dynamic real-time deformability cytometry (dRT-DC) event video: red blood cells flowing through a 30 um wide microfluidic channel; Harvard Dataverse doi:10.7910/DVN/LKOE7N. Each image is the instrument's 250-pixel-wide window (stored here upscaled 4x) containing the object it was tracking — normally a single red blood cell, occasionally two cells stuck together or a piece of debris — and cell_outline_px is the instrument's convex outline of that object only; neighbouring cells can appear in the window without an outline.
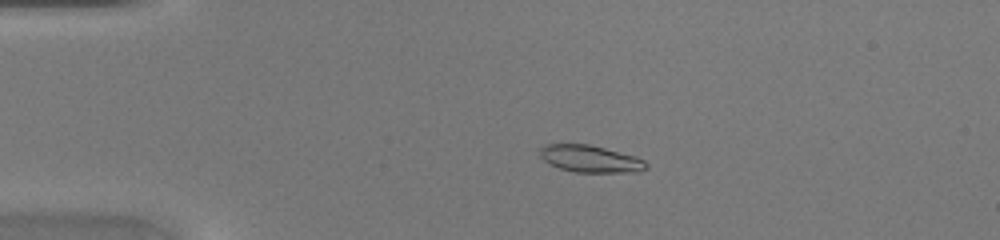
{"species": "common noctule bat (a hibernating species)", "species_latin": "Nyctalus noctula", "temperature_condition": "warm", "stored_images_in_passage": 40, "camera_frame_rate_fps": 3000, "um_per_image_px": 0.085, "animal": {"sex": "female", "body_mass_g": 20.0, "forearm_length_mm": 54.0}, "frame": {"image": 1, "passage_image": 4, "time_ms": 1.0, "image_size_px": [1000, 240], "cell_outline_px": [[648, 168], [640, 172], [576, 172], [560, 168], [544, 160], [540, 156], [540, 148], [548, 144], [588, 144], [636, 156], [644, 160], [648, 164]], "centroid_in_image_um": [50.23, 13.5], "position_along_channel_um": 34.8, "area_um2": 16.65}}
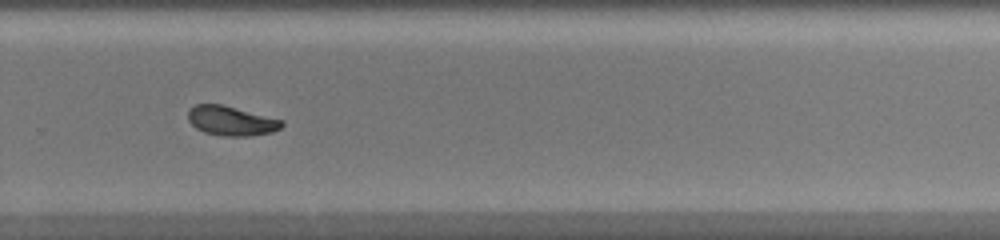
{"frame": {"image": 2, "passage_image": 26, "time_ms": 8.333, "image_size_px": [1000, 240], "cell_outline_px": [[284, 124], [280, 128], [272, 132], [252, 136], [224, 136], [204, 132], [196, 128], [188, 120], [188, 112], [196, 104], [220, 104], [284, 120]], "centroid_in_image_um": [19.67, 10.28], "position_along_channel_um": 310.1, "area_um2": 16.01}}
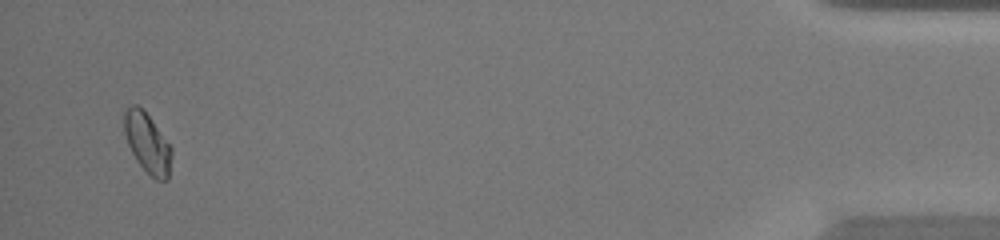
{"frame": {"image": 3, "passage_image": 39, "time_ms": 12.667, "image_size_px": [1000, 240], "cell_outline_px": [[172, 152], [168, 180], [156, 180], [136, 160], [128, 144], [124, 132], [124, 112], [132, 104], [136, 104], [148, 116], [172, 148]], "centroid_in_image_um": [12.52, 12.17], "position_along_channel_um": 422.7, "area_um2": 16.07}}